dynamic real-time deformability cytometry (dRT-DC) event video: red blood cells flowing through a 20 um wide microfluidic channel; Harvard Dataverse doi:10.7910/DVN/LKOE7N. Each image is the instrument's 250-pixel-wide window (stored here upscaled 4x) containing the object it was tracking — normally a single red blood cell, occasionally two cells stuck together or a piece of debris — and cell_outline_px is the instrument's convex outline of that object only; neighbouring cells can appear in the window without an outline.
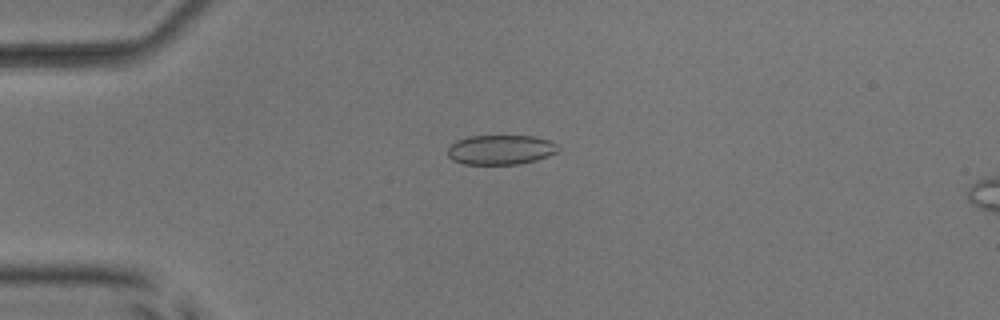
{"species": "common noctule bat (a hibernating species)", "species_latin": "Nyctalus noctula", "temperature_condition": "room temperature", "stored_images_in_passage": 41, "camera_frame_rate_fps": 3000, "um_per_image_px": 0.085, "animal": {"sex": "male", "body_mass_g": 17.9, "forearm_length_mm": 54.2}, "frame": {"image": 1, "passage_image": 3, "time_ms": 0.667, "image_size_px": [1000, 320], "cell_outline_px": [[560, 148], [556, 152], [548, 156], [536, 160], [520, 164], [464, 164], [452, 160], [448, 156], [448, 148], [456, 140], [468, 136], [532, 136], [548, 140], [556, 144]], "centroid_in_image_um": [42.54, 12.73], "position_along_channel_um": 42.5, "area_um2": 19.07}}
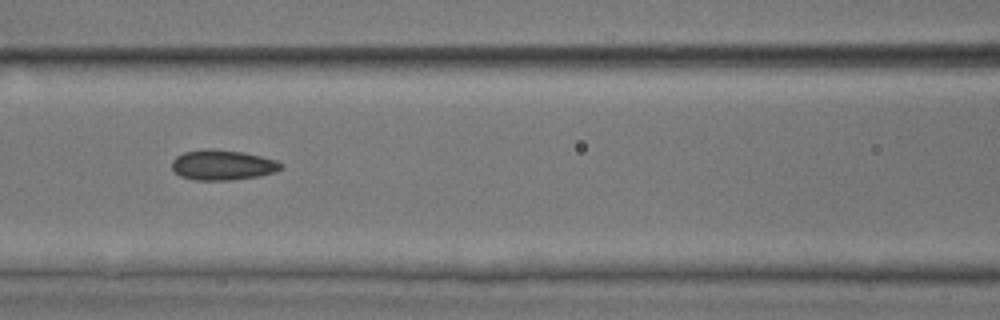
{"frame": {"image": 2, "passage_image": 13, "time_ms": 4.0, "image_size_px": [1000, 320], "cell_outline_px": [[284, 164], [276, 172], [260, 176], [228, 180], [196, 180], [180, 176], [172, 168], [172, 160], [176, 156], [184, 152], [204, 148], [212, 148], [244, 152], [276, 160]], "centroid_in_image_um": [18.91, 14.01], "position_along_channel_um": 147.7, "area_um2": 19.31}}
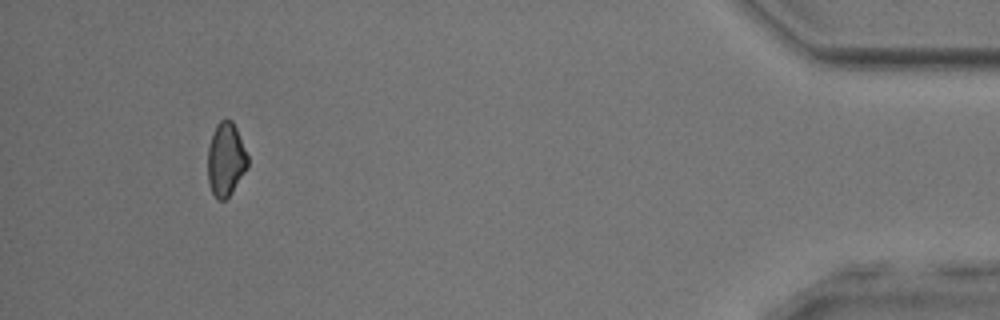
{"frame": {"image": 3, "passage_image": 38, "time_ms": 12.333, "image_size_px": [1000, 320], "cell_outline_px": [[248, 168], [228, 196], [224, 200], [216, 200], [208, 184], [208, 148], [216, 124], [220, 120], [232, 120], [236, 128], [248, 156]], "centroid_in_image_um": [19.19, 13.57], "position_along_channel_um": 416.0, "area_um2": 16.99}, "authors_computed_cell_mechanics": {"area_um2": 18.7272, "velocity_mm_per_s": 4.0148, "shape_relaxation_time_tau1_ms": 4.6792, "shape_relaxation_time_tau2_ms": 3.4855, "deformation_change_tau1": 0.0741, "deformation_change_tau2": 0.0866}}